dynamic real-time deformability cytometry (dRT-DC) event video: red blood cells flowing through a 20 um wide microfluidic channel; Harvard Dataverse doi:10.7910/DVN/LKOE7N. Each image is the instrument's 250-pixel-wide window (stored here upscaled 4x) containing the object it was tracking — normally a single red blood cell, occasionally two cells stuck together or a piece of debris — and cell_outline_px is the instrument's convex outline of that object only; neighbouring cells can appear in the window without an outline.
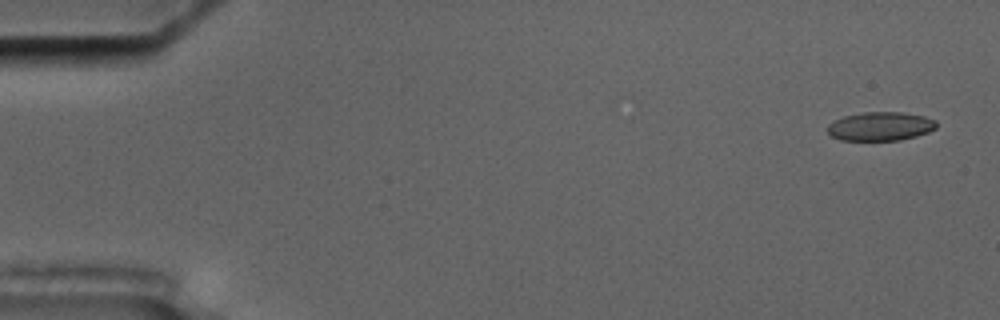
{"species": "common noctule bat (a hibernating species)", "species_latin": "Nyctalus noctula", "temperature_condition": "cold", "stored_images_in_passage": 14, "camera_frame_rate_fps": 3000, "um_per_image_px": 0.085, "animal": {"sex": "male", "body_mass_g": 17.5, "forearm_length_mm": 52.3}, "frame": {"image": 1, "passage_image": 1, "time_ms": 0.0, "image_size_px": [1000, 320], "cell_outline_px": [[936, 128], [928, 132], [916, 136], [900, 140], [840, 140], [832, 136], [828, 132], [828, 124], [844, 116], [864, 112], [900, 112], [924, 116], [936, 120]], "centroid_in_image_um": [74.85, 10.74], "position_along_channel_um": 10.2, "area_um2": 18.15}}
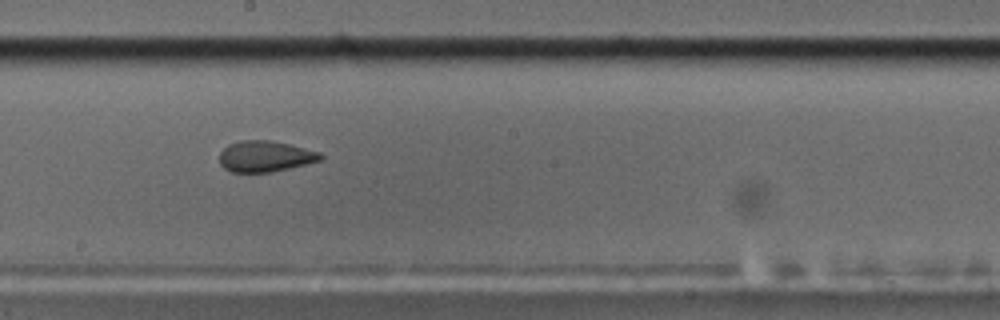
{"frame": {"image": 2, "passage_image": 8, "time_ms": 10.0, "image_size_px": [1000, 320], "cell_outline_px": [[324, 160], [272, 172], [232, 172], [224, 168], [220, 164], [220, 152], [228, 144], [240, 140], [272, 140], [320, 152], [324, 156]], "centroid_in_image_um": [22.56, 13.29], "position_along_channel_um": 225.6, "area_um2": 18.38}}
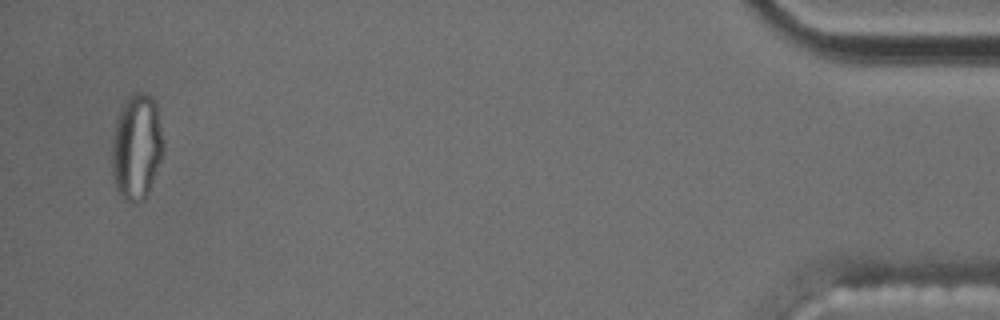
{"frame": {"image": 3, "passage_image": 14, "time_ms": 18.0, "image_size_px": [1000, 320], "cell_outline_px": [[164, 152], [148, 192], [144, 200], [136, 204], [132, 204], [120, 196], [116, 188], [112, 176], [112, 140], [116, 120], [124, 100], [132, 92], [144, 92], [152, 96], [156, 104], [164, 140]], "centroid_in_image_um": [11.61, 12.48], "position_along_channel_um": 423.6, "area_um2": 32.25}, "authors_computed_cell_mechanics": {"area_um2": 19.1607, "velocity_mm_per_s": 3.4864, "shape_relaxation_time_tau1_ms": null, "shape_relaxation_time_tau2_ms": 1.813, "deformation_change_tau1": null, "deformation_change_tau2": 0.0788}}